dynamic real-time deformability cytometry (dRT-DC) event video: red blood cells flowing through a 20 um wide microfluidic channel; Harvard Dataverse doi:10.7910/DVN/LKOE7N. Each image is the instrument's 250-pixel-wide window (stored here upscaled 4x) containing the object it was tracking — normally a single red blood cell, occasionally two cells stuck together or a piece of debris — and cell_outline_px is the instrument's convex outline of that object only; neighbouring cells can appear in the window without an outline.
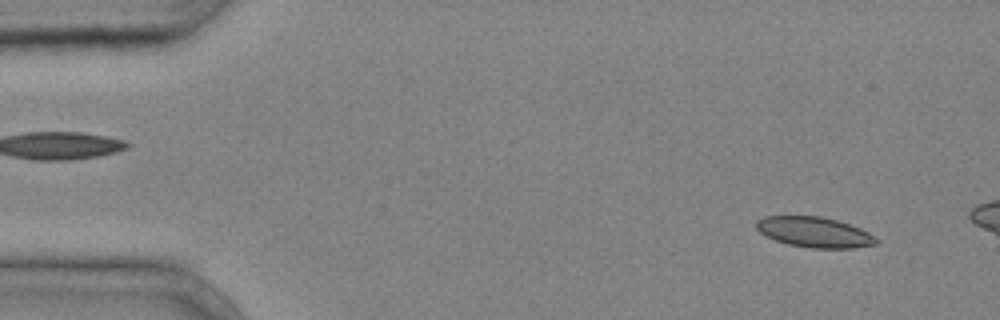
{"species": "common noctule bat (a hibernating species)", "species_latin": "Nyctalus noctula", "temperature_condition": "cold", "stored_images_in_passage": 8, "camera_frame_rate_fps": 3000, "um_per_image_px": 0.085, "animal": {"sex": "male", "body_mass_g": 20.4}, "frame": {"image": 1, "passage_image": 3, "time_ms": 0.667, "image_size_px": [1000, 320], "cell_outline_px": [[880, 244], [852, 248], [812, 248], [788, 244], [764, 236], [756, 228], [756, 220], [764, 216], [820, 216], [836, 220], [860, 228], [868, 232], [880, 240]], "centroid_in_image_um": [69.23, 19.74], "position_along_channel_um": 15.8, "area_um2": 21.33}}